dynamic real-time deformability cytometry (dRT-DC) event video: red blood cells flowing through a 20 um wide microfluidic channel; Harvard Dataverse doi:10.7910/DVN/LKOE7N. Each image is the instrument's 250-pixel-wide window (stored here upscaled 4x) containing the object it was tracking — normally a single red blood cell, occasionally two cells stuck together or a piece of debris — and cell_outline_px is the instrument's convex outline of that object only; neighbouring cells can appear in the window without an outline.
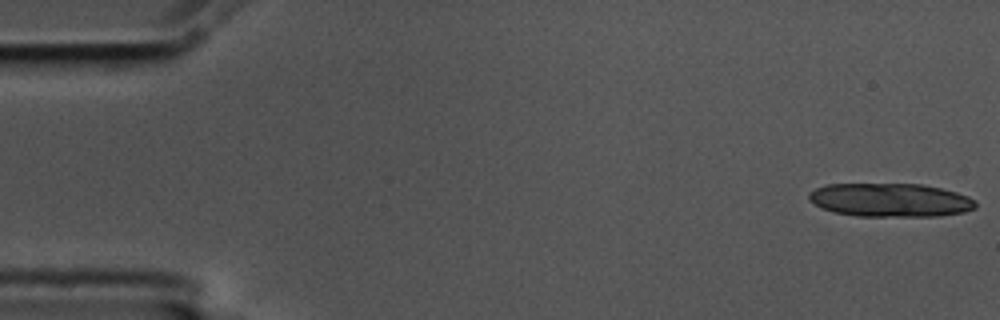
{"species": "common noctule bat (a hibernating species)", "species_latin": "Nyctalus noctula", "temperature_condition": "cold", "stored_images_in_passage": 12, "camera_frame_rate_fps": 3000, "um_per_image_px": 0.085, "animal": {"sex": "male", "body_mass_g": 17.5, "forearm_length_mm": 52.3}, "frame": {"image": 1, "passage_image": 1, "time_ms": 0.0, "image_size_px": [1000, 320], "cell_outline_px": [[976, 208], [964, 212], [940, 216], [856, 216], [836, 212], [820, 208], [808, 200], [808, 192], [816, 188], [828, 184], [924, 184], [956, 192], [968, 196], [976, 200]], "centroid_in_image_um": [75.67, 17.0], "position_along_channel_um": 9.3, "area_um2": 32.83}}